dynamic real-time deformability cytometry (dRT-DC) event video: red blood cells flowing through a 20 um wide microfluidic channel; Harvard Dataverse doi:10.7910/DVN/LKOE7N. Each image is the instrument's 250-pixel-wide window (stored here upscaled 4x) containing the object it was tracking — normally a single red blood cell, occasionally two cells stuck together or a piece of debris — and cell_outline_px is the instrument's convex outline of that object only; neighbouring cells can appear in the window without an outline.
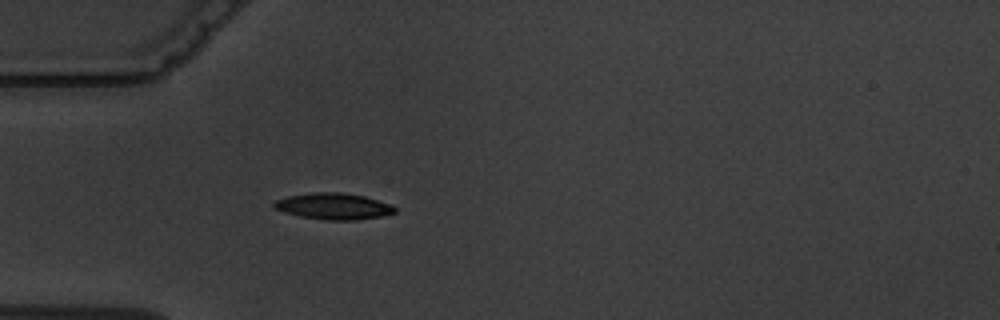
{"species": "common noctule bat (a hibernating species)", "species_latin": "Nyctalus noctula", "temperature_condition": "warm", "stored_images_in_passage": 2, "camera_frame_rate_fps": 3000, "um_per_image_px": 0.085, "animal": {"sex": "male", "body_mass_g": 19.5, "forearm_length_mm": 54.6}, "frame": {"image": 1, "passage_image": 2, "time_ms": 1.333, "image_size_px": [1000, 320], "cell_outline_px": [[396, 212], [380, 216], [356, 220], [328, 220], [300, 216], [284, 212], [276, 208], [272, 204], [276, 200], [288, 196], [316, 192], [340, 192], [364, 196], [392, 204], [396, 208]], "centroid_in_image_um": [28.38, 17.53], "position_along_channel_um": 56.6, "area_um2": 18.38}}